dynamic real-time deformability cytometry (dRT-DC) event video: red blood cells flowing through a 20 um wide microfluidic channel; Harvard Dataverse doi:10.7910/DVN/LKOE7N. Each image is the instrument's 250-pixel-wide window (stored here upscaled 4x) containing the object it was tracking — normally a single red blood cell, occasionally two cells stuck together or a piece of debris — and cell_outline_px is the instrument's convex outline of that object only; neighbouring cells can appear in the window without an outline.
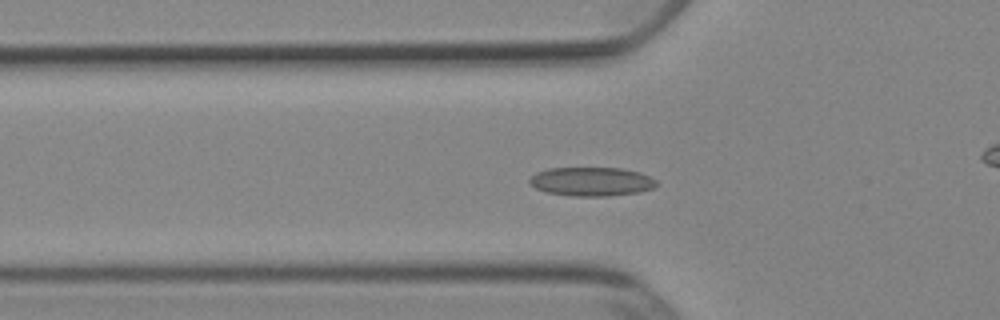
{"species": "Egyptian fruit bat (a non-hibernating species)", "species_latin": "Rousettus aegyptiacus", "temperature_condition": "cold", "stored_images_in_passage": 53, "camera_frame_rate_fps": 3000, "um_per_image_px": 0.085, "animal": {"sex": "female"}, "frame": {"image": 1, "passage_image": 18, "time_ms": 5.667, "image_size_px": [1000, 320], "cell_outline_px": [[660, 184], [652, 188], [640, 192], [608, 196], [572, 196], [548, 192], [536, 188], [528, 184], [528, 180], [536, 172], [548, 168], [620, 168], [640, 172], [656, 180]], "centroid_in_image_um": [50.28, 15.43], "position_along_channel_um": 75.5, "area_um2": 21.44}}
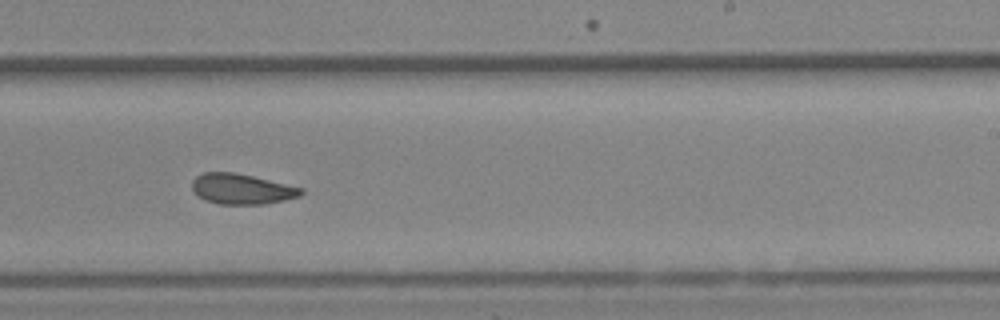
{"frame": {"image": 2, "passage_image": 33, "time_ms": 10.667, "image_size_px": [1000, 320], "cell_outline_px": [[304, 192], [300, 196], [284, 200], [264, 204], [220, 204], [204, 200], [192, 192], [192, 180], [196, 176], [204, 172], [232, 172], [252, 176], [304, 188]], "centroid_in_image_um": [20.52, 16.07], "position_along_channel_um": 268.5, "area_um2": 19.36}}
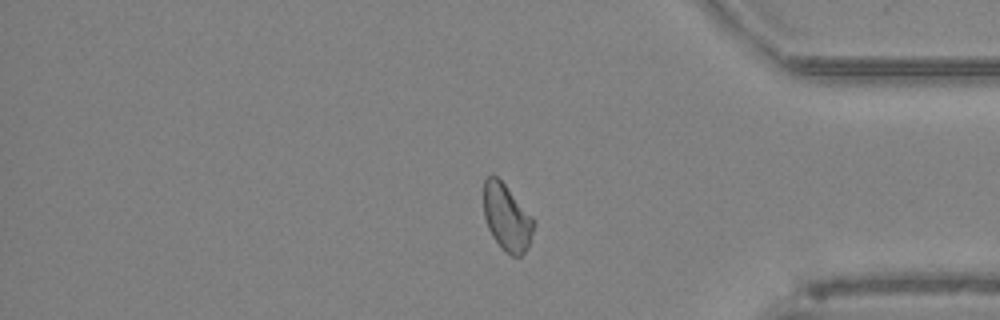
{"frame": {"image": 3, "passage_image": 44, "time_ms": 14.333, "image_size_px": [1000, 320], "cell_outline_px": [[536, 224], [528, 248], [520, 256], [512, 256], [492, 236], [488, 228], [484, 216], [484, 180], [488, 176], [496, 176], [504, 184], [536, 220]], "centroid_in_image_um": [43.11, 18.49], "position_along_channel_um": 392.1, "area_um2": 19.25}, "authors_computed_cell_mechanics": {"area_um2": 20.2878, "velocity_mm_per_s": 3.8655, "shape_relaxation_time_tau1_ms": null, "shape_relaxation_time_tau2_ms": 2.9326, "deformation_change_tau1": null, "deformation_change_tau2": 0.0901}}